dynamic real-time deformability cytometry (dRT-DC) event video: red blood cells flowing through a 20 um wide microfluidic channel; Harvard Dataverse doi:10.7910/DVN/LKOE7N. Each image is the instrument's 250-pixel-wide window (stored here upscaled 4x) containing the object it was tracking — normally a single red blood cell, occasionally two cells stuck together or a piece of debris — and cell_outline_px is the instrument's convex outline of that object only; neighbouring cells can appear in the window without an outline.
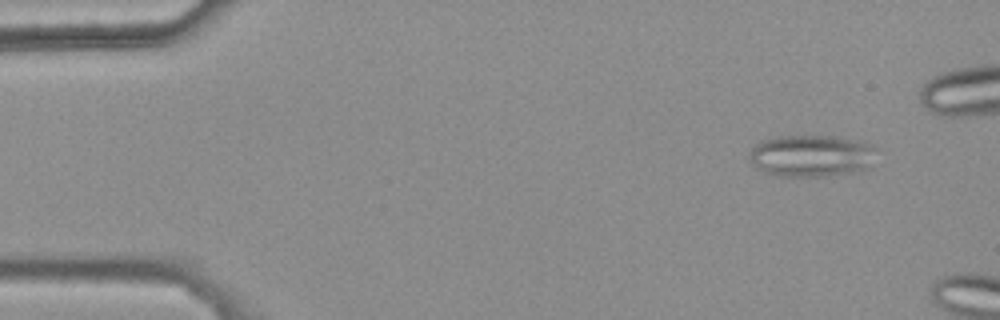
{"species": "common noctule bat (a hibernating species)", "species_latin": "Nyctalus noctula", "temperature_condition": "warm", "stored_images_in_passage": 15, "camera_frame_rate_fps": 3000, "um_per_image_px": 0.085, "animal": {"sex": "female", "body_mass_g": 25.1}, "frame": {"image": 1, "passage_image": 5, "time_ms": 1.333, "image_size_px": [1000, 320], "cell_outline_px": [[872, 148], [868, 168], [852, 172], [824, 176], [776, 176], [764, 172], [752, 164], [748, 160], [748, 156], [752, 148], [756, 144], [764, 140], [780, 136], [836, 136], [872, 144]], "centroid_in_image_um": [68.87, 13.24], "position_along_channel_um": 16.1, "area_um2": 30.58}}